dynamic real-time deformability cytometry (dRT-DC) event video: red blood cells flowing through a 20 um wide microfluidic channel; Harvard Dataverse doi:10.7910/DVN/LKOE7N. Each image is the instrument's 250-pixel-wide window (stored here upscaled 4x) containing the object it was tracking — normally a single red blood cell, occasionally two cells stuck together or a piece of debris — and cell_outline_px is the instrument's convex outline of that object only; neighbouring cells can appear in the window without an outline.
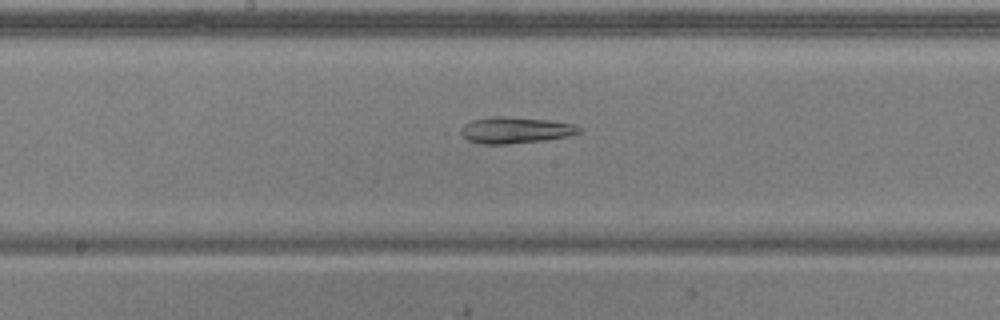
{"species": "common noctule bat (a hibernating species)", "species_latin": "Nyctalus noctula", "temperature_condition": "warm", "stored_images_in_passage": 48, "camera_frame_rate_fps": 3000, "um_per_image_px": 0.085, "animal": {"sex": "male", "body_mass_g": 20.5, "forearm_length_mm": 52.5}, "frame": {"image": 1, "passage_image": 23, "time_ms": 7.333, "image_size_px": [1000, 320], "cell_outline_px": [[580, 132], [568, 136], [544, 140], [508, 144], [484, 144], [468, 140], [456, 132], [464, 124], [472, 120], [492, 116], [504, 116], [548, 120], [572, 124], [580, 128]], "centroid_in_image_um": [43.72, 11.06], "position_along_channel_um": 204.5, "area_um2": 18.15}}
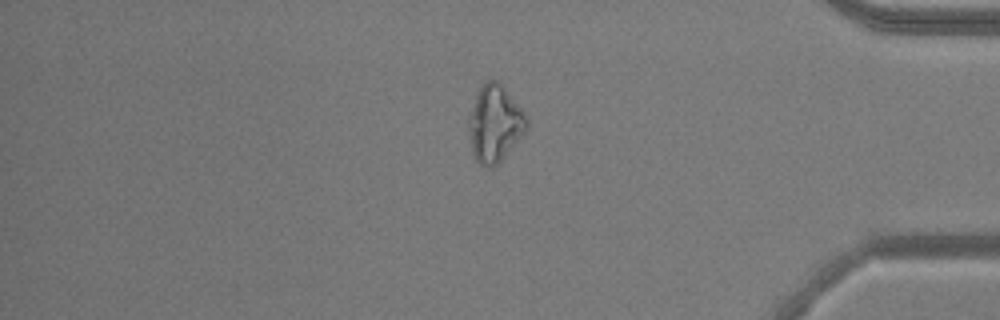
{"frame": {"image": 2, "passage_image": 40, "time_ms": 13.0, "image_size_px": [1000, 320], "cell_outline_px": [[528, 128], [504, 156], [492, 168], [484, 168], [476, 160], [472, 152], [468, 128], [468, 116], [476, 96], [484, 80], [492, 76], [508, 92], [524, 112], [528, 120]], "centroid_in_image_um": [42.03, 10.49], "position_along_channel_um": 393.2, "area_um2": 25.84}}
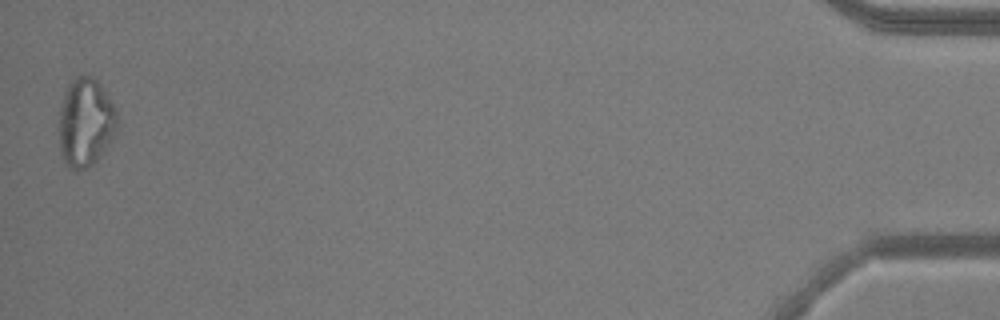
{"frame": {"image": 3, "passage_image": 48, "time_ms": 15.667, "image_size_px": [1000, 320], "cell_outline_px": [[120, 128], [104, 152], [92, 164], [76, 172], [72, 172], [64, 164], [60, 152], [56, 128], [60, 108], [64, 92], [68, 84], [76, 76], [84, 72], [92, 76], [96, 80], [116, 108], [120, 120]], "centroid_in_image_um": [7.26, 10.43], "position_along_channel_um": 427.9, "area_um2": 31.44}}